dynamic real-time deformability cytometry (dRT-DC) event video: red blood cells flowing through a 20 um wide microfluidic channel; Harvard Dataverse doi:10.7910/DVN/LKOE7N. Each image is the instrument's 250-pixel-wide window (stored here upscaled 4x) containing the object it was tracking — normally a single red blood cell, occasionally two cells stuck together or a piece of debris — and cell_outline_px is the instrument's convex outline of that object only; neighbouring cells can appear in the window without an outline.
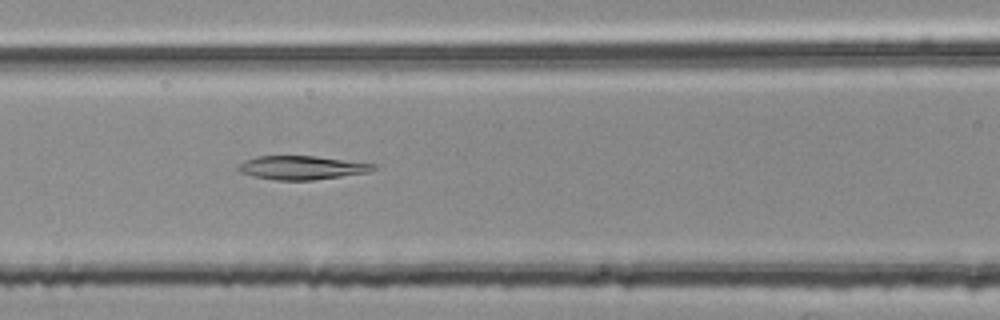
{"species": "common noctule bat (a hibernating species)", "species_latin": "Nyctalus noctula", "temperature_condition": "room temperature", "stored_images_in_passage": 54, "camera_frame_rate_fps": 3000, "um_per_image_px": 0.085, "animal": {"sex": "female", "body_mass_g": 25.1}, "frame": {"image": 1, "passage_image": 23, "time_ms": 7.333, "image_size_px": [1000, 320], "cell_outline_px": [[380, 164], [376, 168], [368, 172], [312, 180], [276, 180], [252, 176], [240, 172], [236, 168], [244, 160], [256, 156], [316, 156]], "centroid_in_image_um": [25.66, 14.24], "position_along_channel_um": 140.9, "area_um2": 18.73}}
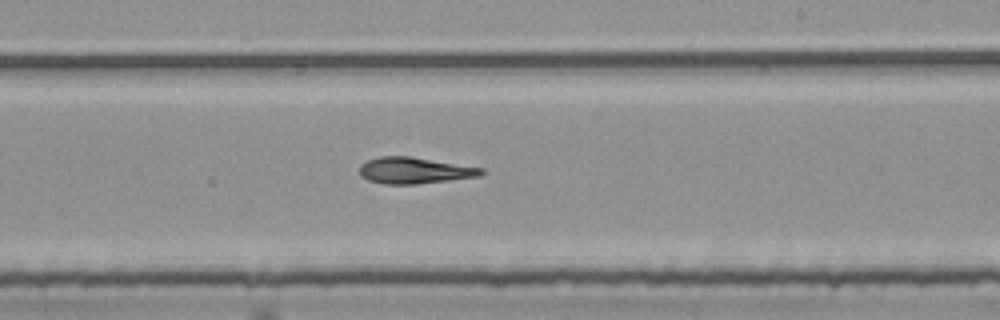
{"frame": {"image": 2, "passage_image": 32, "time_ms": 10.333, "image_size_px": [1000, 320], "cell_outline_px": [[484, 172], [480, 176], [416, 184], [384, 184], [368, 180], [360, 176], [360, 164], [368, 160], [380, 156], [408, 156], [484, 168]], "centroid_in_image_um": [35.2, 14.49], "position_along_channel_um": 253.8, "area_um2": 18.55}}
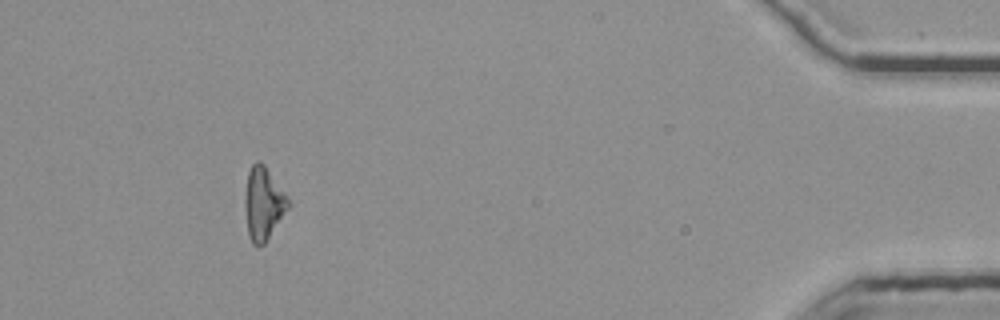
{"frame": {"image": 3, "passage_image": 50, "time_ms": 16.333, "image_size_px": [1000, 320], "cell_outline_px": [[288, 208], [264, 244], [252, 244], [248, 236], [244, 208], [244, 204], [248, 172], [252, 164], [256, 160], [260, 160], [264, 164], [288, 200]], "centroid_in_image_um": [22.33, 17.3], "position_along_channel_um": 412.9, "area_um2": 17.86}}